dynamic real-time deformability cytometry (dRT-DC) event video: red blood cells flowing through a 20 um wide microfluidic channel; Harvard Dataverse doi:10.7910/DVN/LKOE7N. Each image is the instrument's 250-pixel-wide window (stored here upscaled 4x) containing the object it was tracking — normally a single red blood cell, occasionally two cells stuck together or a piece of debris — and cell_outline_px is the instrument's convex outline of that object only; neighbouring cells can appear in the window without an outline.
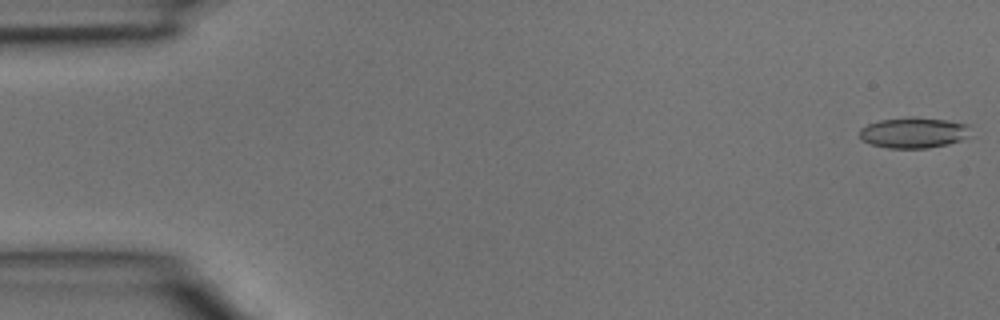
{"species": "common noctule bat (a hibernating species)", "species_latin": "Nyctalus noctula", "temperature_condition": "room temperature", "stored_images_in_passage": 3, "camera_frame_rate_fps": 3000, "um_per_image_px": 0.085, "animal": {"sex": "male", "body_mass_g": 15.6}, "frame": {"image": 1, "passage_image": 1, "time_ms": 0.0, "image_size_px": [1000, 320], "cell_outline_px": [[972, 136], [948, 144], [928, 148], [888, 148], [872, 144], [860, 140], [860, 128], [868, 124], [880, 120], [908, 116], [912, 116], [948, 120], [968, 124]], "centroid_in_image_um": [77.68, 11.27], "position_along_channel_um": 7.3, "area_um2": 20.17}}
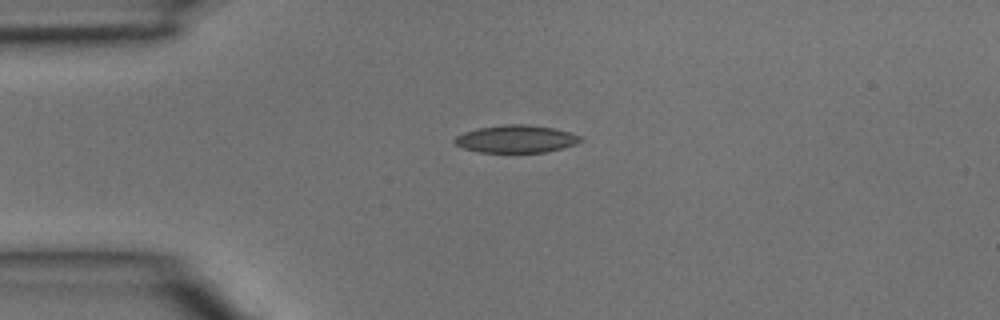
{"frame": {"image": 2, "passage_image": 3, "time_ms": 0.667, "image_size_px": [1000, 320], "cell_outline_px": [[584, 140], [576, 144], [564, 148], [548, 152], [480, 152], [464, 148], [456, 144], [452, 140], [456, 136], [464, 132], [480, 128], [504, 124], [528, 124], [552, 128], [568, 132], [580, 136]], "centroid_in_image_um": [43.89, 11.81], "position_along_channel_um": 41.1, "area_um2": 20.17}}